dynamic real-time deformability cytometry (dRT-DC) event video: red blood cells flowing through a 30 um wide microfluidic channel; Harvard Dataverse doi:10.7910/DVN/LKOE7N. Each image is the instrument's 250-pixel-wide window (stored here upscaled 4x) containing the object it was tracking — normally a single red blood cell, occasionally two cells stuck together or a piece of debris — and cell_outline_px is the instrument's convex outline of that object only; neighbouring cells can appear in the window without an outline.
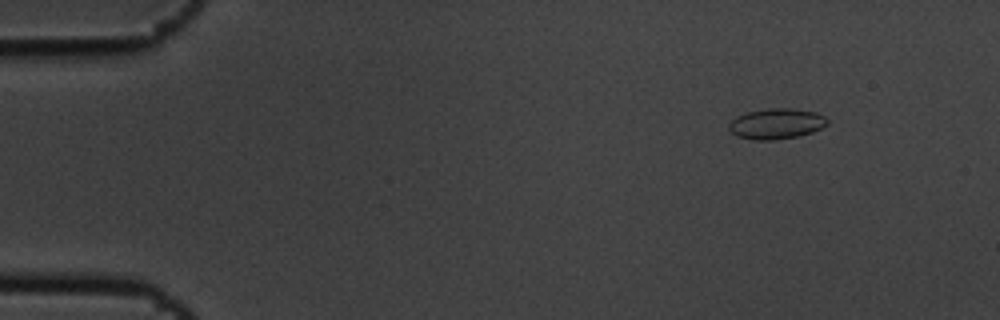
{"species": "common noctule bat (a hibernating species)", "species_latin": "Nyctalus noctula", "temperature_condition": "cold", "stored_images_in_passage": 4, "camera_frame_rate_fps": 3000, "um_per_image_px": 0.085, "animal": {"sex": "male", "body_mass_g": 19.5, "forearm_length_mm": 54.6}, "frame": {"image": 1, "passage_image": 1, "time_ms": 0.0, "image_size_px": [1000, 320], "cell_outline_px": [[828, 124], [812, 132], [800, 136], [772, 140], [752, 140], [736, 136], [728, 128], [728, 124], [736, 116], [748, 112], [768, 108], [792, 108], [816, 112], [824, 116], [828, 120]], "centroid_in_image_um": [65.98, 10.52], "position_along_channel_um": 19.0, "area_um2": 17.63}}
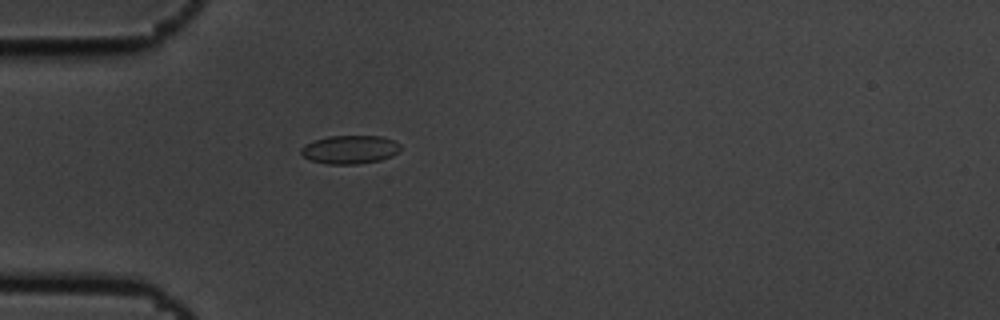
{"frame": {"image": 2, "passage_image": 4, "time_ms": 1.0, "image_size_px": [1000, 320], "cell_outline_px": [[400, 152], [392, 156], [380, 160], [356, 164], [328, 164], [312, 160], [304, 156], [300, 152], [300, 148], [304, 144], [328, 136], [380, 136], [392, 140], [400, 144]], "centroid_in_image_um": [29.75, 12.71], "position_along_channel_um": 55.2, "area_um2": 16.42}}